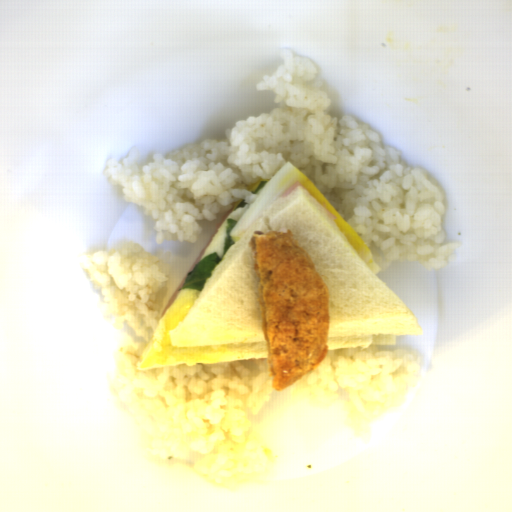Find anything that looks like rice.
Segmentation results:
<instances>
[{
    "instance_id": "652b925c",
    "label": "rice",
    "mask_w": 512,
    "mask_h": 512,
    "mask_svg": "<svg viewBox=\"0 0 512 512\" xmlns=\"http://www.w3.org/2000/svg\"><path fill=\"white\" fill-rule=\"evenodd\" d=\"M265 74L258 90L273 92V111L236 121L225 139H204L139 166V148L121 161L108 159L104 174L122 200L153 218L155 242L195 243L203 228L250 204L249 188L271 180L286 164L297 167L369 248L372 260L417 263L428 271L448 267L458 245L445 243V193L426 169L408 166L377 131L354 118L326 114L324 90L307 89L318 69L291 50Z\"/></svg>"
},
{
    "instance_id": "023b6e5f",
    "label": "rice",
    "mask_w": 512,
    "mask_h": 512,
    "mask_svg": "<svg viewBox=\"0 0 512 512\" xmlns=\"http://www.w3.org/2000/svg\"><path fill=\"white\" fill-rule=\"evenodd\" d=\"M78 265L102 292V312L114 328L128 326L136 337V344L120 348L108 386L139 423L141 446L154 458L192 456L194 472L229 490L269 481L275 461L253 430L274 390L267 359L140 371L169 272L142 243L132 242L82 255Z\"/></svg>"
},
{
    "instance_id": "8eca5e8b",
    "label": "rice",
    "mask_w": 512,
    "mask_h": 512,
    "mask_svg": "<svg viewBox=\"0 0 512 512\" xmlns=\"http://www.w3.org/2000/svg\"><path fill=\"white\" fill-rule=\"evenodd\" d=\"M421 374L422 362L416 352L340 353L326 355L313 371L293 383V392L325 407L343 392L349 424L363 433L390 406L404 399Z\"/></svg>"
}]
</instances>
